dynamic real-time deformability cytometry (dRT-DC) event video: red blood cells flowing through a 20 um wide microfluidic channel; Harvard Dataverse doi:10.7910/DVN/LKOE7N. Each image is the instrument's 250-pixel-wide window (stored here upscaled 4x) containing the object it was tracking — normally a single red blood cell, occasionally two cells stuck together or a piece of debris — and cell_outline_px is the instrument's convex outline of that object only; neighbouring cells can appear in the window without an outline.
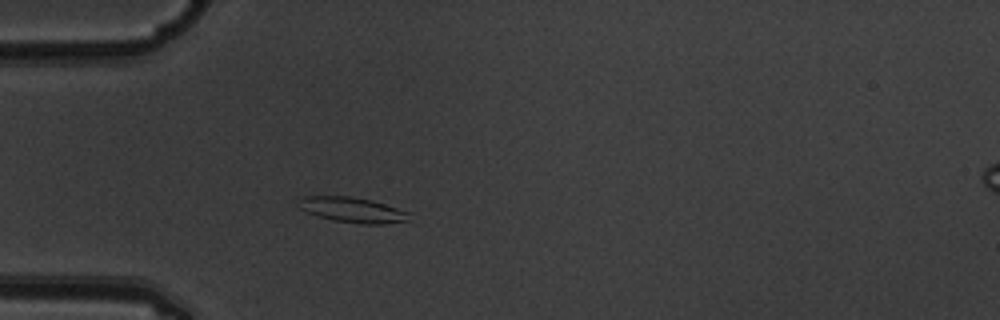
{"species": "common noctule bat (a hibernating species)", "species_latin": "Nyctalus noctula", "temperature_condition": "warm", "stored_images_in_passage": 3, "camera_frame_rate_fps": 3000, "um_per_image_px": 0.085, "animal": {"sex": "male", "body_mass_g": 19.5, "forearm_length_mm": 54.6}, "frame": {"image": 1, "passage_image": 3, "time_ms": 0.667, "image_size_px": [1000, 320], "cell_outline_px": [[408, 220], [384, 224], [360, 224], [332, 220], [308, 212], [300, 208], [300, 200], [304, 196], [348, 196], [372, 200], [408, 212]], "centroid_in_image_um": [29.96, 17.84], "position_along_channel_um": 55.0, "area_um2": 15.9}}